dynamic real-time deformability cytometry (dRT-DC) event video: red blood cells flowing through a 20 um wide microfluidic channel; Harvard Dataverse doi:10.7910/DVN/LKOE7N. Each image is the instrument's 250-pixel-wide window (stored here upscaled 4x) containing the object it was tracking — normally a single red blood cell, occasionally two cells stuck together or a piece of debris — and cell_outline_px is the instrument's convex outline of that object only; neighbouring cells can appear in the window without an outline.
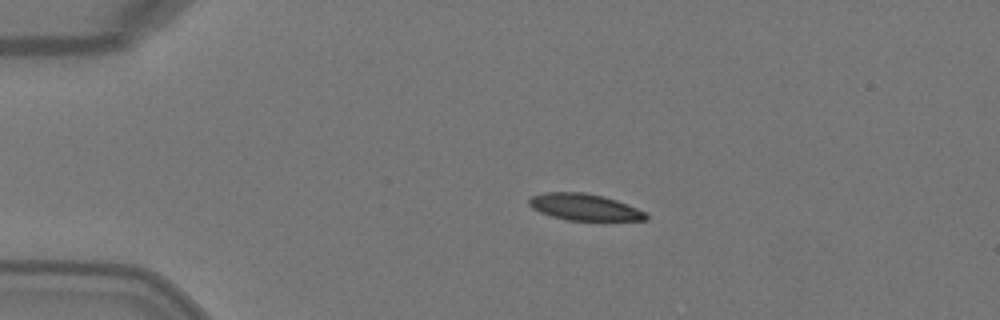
{"species": "Egyptian fruit bat (a non-hibernating species)", "species_latin": "Rousettus aegyptiacus", "temperature_condition": "warm", "stored_images_in_passage": 4, "camera_frame_rate_fps": 3000, "um_per_image_px": 0.085, "animal": {"sex": "female"}, "frame": {"image": 1, "passage_image": 3, "time_ms": 0.667, "image_size_px": [1000, 320], "cell_outline_px": [[648, 220], [568, 220], [552, 216], [540, 212], [532, 208], [528, 204], [528, 200], [532, 196], [544, 192], [584, 192], [604, 196], [616, 200], [636, 208], [644, 212], [648, 216]], "centroid_in_image_um": [49.64, 17.59], "position_along_channel_um": 35.4, "area_um2": 17.98}}